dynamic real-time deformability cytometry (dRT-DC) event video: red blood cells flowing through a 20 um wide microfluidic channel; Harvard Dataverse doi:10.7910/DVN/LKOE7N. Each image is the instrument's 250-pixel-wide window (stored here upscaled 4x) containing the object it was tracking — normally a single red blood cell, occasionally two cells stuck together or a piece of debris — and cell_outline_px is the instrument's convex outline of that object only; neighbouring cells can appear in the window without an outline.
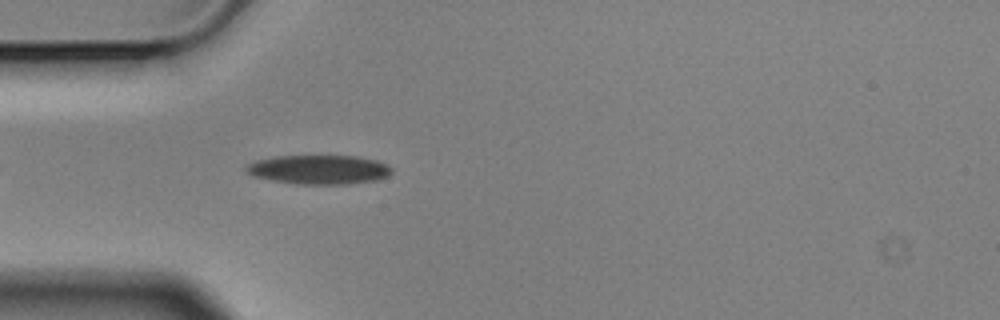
{"species": "Egyptian fruit bat (a non-hibernating species)", "species_latin": "Rousettus aegyptiacus", "temperature_condition": "cold", "stored_images_in_passage": 4, "camera_frame_rate_fps": 3000, "um_per_image_px": 0.085, "animal": {"sex": "male"}, "frame": {"image": 1, "passage_image": 4, "time_ms": 1.0, "image_size_px": [1000, 320], "cell_outline_px": [[392, 172], [388, 176], [376, 180], [348, 184], [296, 184], [272, 180], [252, 176], [244, 168], [248, 164], [256, 160], [276, 156], [356, 156], [376, 160], [388, 164], [392, 168]], "centroid_in_image_um": [27.13, 14.41], "position_along_channel_um": 57.9, "area_um2": 24.8}}